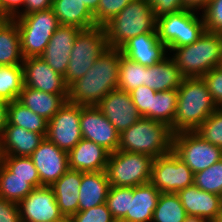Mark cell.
<instances>
[{"label": "cell", "mask_w": 222, "mask_h": 222, "mask_svg": "<svg viewBox=\"0 0 222 222\" xmlns=\"http://www.w3.org/2000/svg\"><path fill=\"white\" fill-rule=\"evenodd\" d=\"M121 54L120 49L108 47L86 74L68 87V101L96 106L110 91L117 89Z\"/></svg>", "instance_id": "6da1fadb"}, {"label": "cell", "mask_w": 222, "mask_h": 222, "mask_svg": "<svg viewBox=\"0 0 222 222\" xmlns=\"http://www.w3.org/2000/svg\"><path fill=\"white\" fill-rule=\"evenodd\" d=\"M178 90L173 134L195 131L219 107L202 77H185Z\"/></svg>", "instance_id": "7a4b0ae2"}, {"label": "cell", "mask_w": 222, "mask_h": 222, "mask_svg": "<svg viewBox=\"0 0 222 222\" xmlns=\"http://www.w3.org/2000/svg\"><path fill=\"white\" fill-rule=\"evenodd\" d=\"M168 54L184 77H202L220 65L222 34L205 30L194 43L172 48Z\"/></svg>", "instance_id": "3957f363"}, {"label": "cell", "mask_w": 222, "mask_h": 222, "mask_svg": "<svg viewBox=\"0 0 222 222\" xmlns=\"http://www.w3.org/2000/svg\"><path fill=\"white\" fill-rule=\"evenodd\" d=\"M171 128L160 121L141 117L120 133L118 150L160 157L172 151Z\"/></svg>", "instance_id": "277c9868"}, {"label": "cell", "mask_w": 222, "mask_h": 222, "mask_svg": "<svg viewBox=\"0 0 222 222\" xmlns=\"http://www.w3.org/2000/svg\"><path fill=\"white\" fill-rule=\"evenodd\" d=\"M104 28L108 46L120 49L131 38L144 33H155L156 17L145 0H132Z\"/></svg>", "instance_id": "5b68a950"}, {"label": "cell", "mask_w": 222, "mask_h": 222, "mask_svg": "<svg viewBox=\"0 0 222 222\" xmlns=\"http://www.w3.org/2000/svg\"><path fill=\"white\" fill-rule=\"evenodd\" d=\"M108 47L104 26L97 25L81 29L74 40L70 61L64 75L66 85L69 87L82 78Z\"/></svg>", "instance_id": "8992f818"}, {"label": "cell", "mask_w": 222, "mask_h": 222, "mask_svg": "<svg viewBox=\"0 0 222 222\" xmlns=\"http://www.w3.org/2000/svg\"><path fill=\"white\" fill-rule=\"evenodd\" d=\"M14 19L17 22L24 59L40 57L60 26L52 9L17 15Z\"/></svg>", "instance_id": "52a82bcc"}, {"label": "cell", "mask_w": 222, "mask_h": 222, "mask_svg": "<svg viewBox=\"0 0 222 222\" xmlns=\"http://www.w3.org/2000/svg\"><path fill=\"white\" fill-rule=\"evenodd\" d=\"M197 14L196 11L183 10L156 18L158 38L168 51L194 43L205 32L203 16Z\"/></svg>", "instance_id": "ba28073f"}, {"label": "cell", "mask_w": 222, "mask_h": 222, "mask_svg": "<svg viewBox=\"0 0 222 222\" xmlns=\"http://www.w3.org/2000/svg\"><path fill=\"white\" fill-rule=\"evenodd\" d=\"M153 160L149 155L135 152L110 153L105 170L110 186L135 187L149 183Z\"/></svg>", "instance_id": "9c48e42d"}, {"label": "cell", "mask_w": 222, "mask_h": 222, "mask_svg": "<svg viewBox=\"0 0 222 222\" xmlns=\"http://www.w3.org/2000/svg\"><path fill=\"white\" fill-rule=\"evenodd\" d=\"M172 150L194 174L222 159V148L207 142L195 131L173 134Z\"/></svg>", "instance_id": "30bf717a"}, {"label": "cell", "mask_w": 222, "mask_h": 222, "mask_svg": "<svg viewBox=\"0 0 222 222\" xmlns=\"http://www.w3.org/2000/svg\"><path fill=\"white\" fill-rule=\"evenodd\" d=\"M150 183L160 193H177L194 184V173L172 150L153 160Z\"/></svg>", "instance_id": "8fae6325"}, {"label": "cell", "mask_w": 222, "mask_h": 222, "mask_svg": "<svg viewBox=\"0 0 222 222\" xmlns=\"http://www.w3.org/2000/svg\"><path fill=\"white\" fill-rule=\"evenodd\" d=\"M81 105L69 101L48 121L46 138L69 152L83 138L80 128Z\"/></svg>", "instance_id": "7c38bea8"}, {"label": "cell", "mask_w": 222, "mask_h": 222, "mask_svg": "<svg viewBox=\"0 0 222 222\" xmlns=\"http://www.w3.org/2000/svg\"><path fill=\"white\" fill-rule=\"evenodd\" d=\"M80 128L83 139L95 142L110 153L118 150L120 133L96 106H81Z\"/></svg>", "instance_id": "4fadbf2b"}, {"label": "cell", "mask_w": 222, "mask_h": 222, "mask_svg": "<svg viewBox=\"0 0 222 222\" xmlns=\"http://www.w3.org/2000/svg\"><path fill=\"white\" fill-rule=\"evenodd\" d=\"M21 222L68 220L60 212L55 194L50 186L34 188L20 203Z\"/></svg>", "instance_id": "5bb4252c"}, {"label": "cell", "mask_w": 222, "mask_h": 222, "mask_svg": "<svg viewBox=\"0 0 222 222\" xmlns=\"http://www.w3.org/2000/svg\"><path fill=\"white\" fill-rule=\"evenodd\" d=\"M29 157L38 170L43 186H51L69 169L68 152L46 137Z\"/></svg>", "instance_id": "9a60e30c"}, {"label": "cell", "mask_w": 222, "mask_h": 222, "mask_svg": "<svg viewBox=\"0 0 222 222\" xmlns=\"http://www.w3.org/2000/svg\"><path fill=\"white\" fill-rule=\"evenodd\" d=\"M96 107L121 133L142 116L132 102L130 93L119 88L110 91Z\"/></svg>", "instance_id": "2e32d148"}, {"label": "cell", "mask_w": 222, "mask_h": 222, "mask_svg": "<svg viewBox=\"0 0 222 222\" xmlns=\"http://www.w3.org/2000/svg\"><path fill=\"white\" fill-rule=\"evenodd\" d=\"M24 86L51 94H68L64 76L40 57H28L23 63Z\"/></svg>", "instance_id": "e0dca14e"}, {"label": "cell", "mask_w": 222, "mask_h": 222, "mask_svg": "<svg viewBox=\"0 0 222 222\" xmlns=\"http://www.w3.org/2000/svg\"><path fill=\"white\" fill-rule=\"evenodd\" d=\"M122 54L140 65L150 67L169 56L167 46L155 33H144L127 41L121 48Z\"/></svg>", "instance_id": "ac0fdd59"}, {"label": "cell", "mask_w": 222, "mask_h": 222, "mask_svg": "<svg viewBox=\"0 0 222 222\" xmlns=\"http://www.w3.org/2000/svg\"><path fill=\"white\" fill-rule=\"evenodd\" d=\"M80 30L76 26L60 25L40 56L54 71L63 76L67 71L74 40Z\"/></svg>", "instance_id": "d6986e66"}, {"label": "cell", "mask_w": 222, "mask_h": 222, "mask_svg": "<svg viewBox=\"0 0 222 222\" xmlns=\"http://www.w3.org/2000/svg\"><path fill=\"white\" fill-rule=\"evenodd\" d=\"M188 216L216 222L222 205V196L206 192L192 184L176 193Z\"/></svg>", "instance_id": "ffe728a7"}, {"label": "cell", "mask_w": 222, "mask_h": 222, "mask_svg": "<svg viewBox=\"0 0 222 222\" xmlns=\"http://www.w3.org/2000/svg\"><path fill=\"white\" fill-rule=\"evenodd\" d=\"M110 152L95 142L81 139L68 152L69 169L83 173L105 171Z\"/></svg>", "instance_id": "44dd1931"}, {"label": "cell", "mask_w": 222, "mask_h": 222, "mask_svg": "<svg viewBox=\"0 0 222 222\" xmlns=\"http://www.w3.org/2000/svg\"><path fill=\"white\" fill-rule=\"evenodd\" d=\"M160 191L150 182L130 187V204L120 222H152Z\"/></svg>", "instance_id": "7402d4cb"}, {"label": "cell", "mask_w": 222, "mask_h": 222, "mask_svg": "<svg viewBox=\"0 0 222 222\" xmlns=\"http://www.w3.org/2000/svg\"><path fill=\"white\" fill-rule=\"evenodd\" d=\"M45 137L15 125H6L0 139V156H30Z\"/></svg>", "instance_id": "603a6c76"}, {"label": "cell", "mask_w": 222, "mask_h": 222, "mask_svg": "<svg viewBox=\"0 0 222 222\" xmlns=\"http://www.w3.org/2000/svg\"><path fill=\"white\" fill-rule=\"evenodd\" d=\"M81 172L68 169L50 187L53 189L57 205L65 218H70L78 212L79 187Z\"/></svg>", "instance_id": "cb8c5ba5"}, {"label": "cell", "mask_w": 222, "mask_h": 222, "mask_svg": "<svg viewBox=\"0 0 222 222\" xmlns=\"http://www.w3.org/2000/svg\"><path fill=\"white\" fill-rule=\"evenodd\" d=\"M17 100L49 121L66 104L68 94H51L23 86Z\"/></svg>", "instance_id": "d4e9b609"}, {"label": "cell", "mask_w": 222, "mask_h": 222, "mask_svg": "<svg viewBox=\"0 0 222 222\" xmlns=\"http://www.w3.org/2000/svg\"><path fill=\"white\" fill-rule=\"evenodd\" d=\"M110 183L106 171L81 172L78 211H84L106 202Z\"/></svg>", "instance_id": "484cf974"}, {"label": "cell", "mask_w": 222, "mask_h": 222, "mask_svg": "<svg viewBox=\"0 0 222 222\" xmlns=\"http://www.w3.org/2000/svg\"><path fill=\"white\" fill-rule=\"evenodd\" d=\"M185 77L169 55L162 62L146 67L145 85L156 92L178 89Z\"/></svg>", "instance_id": "4316f807"}, {"label": "cell", "mask_w": 222, "mask_h": 222, "mask_svg": "<svg viewBox=\"0 0 222 222\" xmlns=\"http://www.w3.org/2000/svg\"><path fill=\"white\" fill-rule=\"evenodd\" d=\"M60 25L88 29L97 26L93 14L80 0H53L52 7Z\"/></svg>", "instance_id": "83f0119b"}, {"label": "cell", "mask_w": 222, "mask_h": 222, "mask_svg": "<svg viewBox=\"0 0 222 222\" xmlns=\"http://www.w3.org/2000/svg\"><path fill=\"white\" fill-rule=\"evenodd\" d=\"M23 61L16 20L0 18V66L22 65Z\"/></svg>", "instance_id": "f1b7e54d"}, {"label": "cell", "mask_w": 222, "mask_h": 222, "mask_svg": "<svg viewBox=\"0 0 222 222\" xmlns=\"http://www.w3.org/2000/svg\"><path fill=\"white\" fill-rule=\"evenodd\" d=\"M47 123L48 121L42 116L32 112L18 100L9 102L6 125L22 127L25 130L36 132L46 137Z\"/></svg>", "instance_id": "f546056e"}, {"label": "cell", "mask_w": 222, "mask_h": 222, "mask_svg": "<svg viewBox=\"0 0 222 222\" xmlns=\"http://www.w3.org/2000/svg\"><path fill=\"white\" fill-rule=\"evenodd\" d=\"M33 189L32 178L14 176L0 162V198L20 203Z\"/></svg>", "instance_id": "4dcf8cb0"}, {"label": "cell", "mask_w": 222, "mask_h": 222, "mask_svg": "<svg viewBox=\"0 0 222 222\" xmlns=\"http://www.w3.org/2000/svg\"><path fill=\"white\" fill-rule=\"evenodd\" d=\"M188 215L176 193H160L152 222H185Z\"/></svg>", "instance_id": "1f68e13d"}, {"label": "cell", "mask_w": 222, "mask_h": 222, "mask_svg": "<svg viewBox=\"0 0 222 222\" xmlns=\"http://www.w3.org/2000/svg\"><path fill=\"white\" fill-rule=\"evenodd\" d=\"M24 86L23 66H0V99L12 102L18 99Z\"/></svg>", "instance_id": "d6a6232c"}, {"label": "cell", "mask_w": 222, "mask_h": 222, "mask_svg": "<svg viewBox=\"0 0 222 222\" xmlns=\"http://www.w3.org/2000/svg\"><path fill=\"white\" fill-rule=\"evenodd\" d=\"M177 101V89L156 92L152 102V120L165 123L171 128L174 124Z\"/></svg>", "instance_id": "836d02e7"}, {"label": "cell", "mask_w": 222, "mask_h": 222, "mask_svg": "<svg viewBox=\"0 0 222 222\" xmlns=\"http://www.w3.org/2000/svg\"><path fill=\"white\" fill-rule=\"evenodd\" d=\"M145 73L146 66L121 54L118 88L129 93L133 89L145 85Z\"/></svg>", "instance_id": "e575fe53"}, {"label": "cell", "mask_w": 222, "mask_h": 222, "mask_svg": "<svg viewBox=\"0 0 222 222\" xmlns=\"http://www.w3.org/2000/svg\"><path fill=\"white\" fill-rule=\"evenodd\" d=\"M0 162L12 173L14 176L21 178H32V186L34 188L42 187L38 170L36 169L32 159L28 156H0Z\"/></svg>", "instance_id": "d590c367"}, {"label": "cell", "mask_w": 222, "mask_h": 222, "mask_svg": "<svg viewBox=\"0 0 222 222\" xmlns=\"http://www.w3.org/2000/svg\"><path fill=\"white\" fill-rule=\"evenodd\" d=\"M194 184L203 191L222 196V159L195 173Z\"/></svg>", "instance_id": "8d00e7d4"}, {"label": "cell", "mask_w": 222, "mask_h": 222, "mask_svg": "<svg viewBox=\"0 0 222 222\" xmlns=\"http://www.w3.org/2000/svg\"><path fill=\"white\" fill-rule=\"evenodd\" d=\"M105 203L113 218L120 222L129 210L130 187L110 186Z\"/></svg>", "instance_id": "74e56055"}, {"label": "cell", "mask_w": 222, "mask_h": 222, "mask_svg": "<svg viewBox=\"0 0 222 222\" xmlns=\"http://www.w3.org/2000/svg\"><path fill=\"white\" fill-rule=\"evenodd\" d=\"M195 132L207 142L222 148V108L213 112Z\"/></svg>", "instance_id": "f35d334b"}, {"label": "cell", "mask_w": 222, "mask_h": 222, "mask_svg": "<svg viewBox=\"0 0 222 222\" xmlns=\"http://www.w3.org/2000/svg\"><path fill=\"white\" fill-rule=\"evenodd\" d=\"M132 0H100L97 11L93 14L95 24L104 26Z\"/></svg>", "instance_id": "ab89813d"}, {"label": "cell", "mask_w": 222, "mask_h": 222, "mask_svg": "<svg viewBox=\"0 0 222 222\" xmlns=\"http://www.w3.org/2000/svg\"><path fill=\"white\" fill-rule=\"evenodd\" d=\"M132 102L142 117L152 119V102L156 91L146 85L139 86L129 92Z\"/></svg>", "instance_id": "60d3db41"}, {"label": "cell", "mask_w": 222, "mask_h": 222, "mask_svg": "<svg viewBox=\"0 0 222 222\" xmlns=\"http://www.w3.org/2000/svg\"><path fill=\"white\" fill-rule=\"evenodd\" d=\"M68 220L69 222H117L107 208L106 203L84 211H78Z\"/></svg>", "instance_id": "b9f144b4"}, {"label": "cell", "mask_w": 222, "mask_h": 222, "mask_svg": "<svg viewBox=\"0 0 222 222\" xmlns=\"http://www.w3.org/2000/svg\"><path fill=\"white\" fill-rule=\"evenodd\" d=\"M202 16L206 31L222 34V0H211Z\"/></svg>", "instance_id": "7bdbcfd3"}, {"label": "cell", "mask_w": 222, "mask_h": 222, "mask_svg": "<svg viewBox=\"0 0 222 222\" xmlns=\"http://www.w3.org/2000/svg\"><path fill=\"white\" fill-rule=\"evenodd\" d=\"M209 93L219 108H222V68L217 66L202 76Z\"/></svg>", "instance_id": "ee69618b"}, {"label": "cell", "mask_w": 222, "mask_h": 222, "mask_svg": "<svg viewBox=\"0 0 222 222\" xmlns=\"http://www.w3.org/2000/svg\"><path fill=\"white\" fill-rule=\"evenodd\" d=\"M153 9L154 16H159L183 11V0H145Z\"/></svg>", "instance_id": "f6af8a7d"}, {"label": "cell", "mask_w": 222, "mask_h": 222, "mask_svg": "<svg viewBox=\"0 0 222 222\" xmlns=\"http://www.w3.org/2000/svg\"><path fill=\"white\" fill-rule=\"evenodd\" d=\"M0 222H21L18 203L0 198Z\"/></svg>", "instance_id": "bcb514c9"}, {"label": "cell", "mask_w": 222, "mask_h": 222, "mask_svg": "<svg viewBox=\"0 0 222 222\" xmlns=\"http://www.w3.org/2000/svg\"><path fill=\"white\" fill-rule=\"evenodd\" d=\"M23 6L24 0H0V18L14 19Z\"/></svg>", "instance_id": "7dc6e473"}, {"label": "cell", "mask_w": 222, "mask_h": 222, "mask_svg": "<svg viewBox=\"0 0 222 222\" xmlns=\"http://www.w3.org/2000/svg\"><path fill=\"white\" fill-rule=\"evenodd\" d=\"M53 0H24L23 10L18 15L51 9Z\"/></svg>", "instance_id": "c3c4849f"}, {"label": "cell", "mask_w": 222, "mask_h": 222, "mask_svg": "<svg viewBox=\"0 0 222 222\" xmlns=\"http://www.w3.org/2000/svg\"><path fill=\"white\" fill-rule=\"evenodd\" d=\"M211 0H183L184 10L204 11Z\"/></svg>", "instance_id": "681fc988"}, {"label": "cell", "mask_w": 222, "mask_h": 222, "mask_svg": "<svg viewBox=\"0 0 222 222\" xmlns=\"http://www.w3.org/2000/svg\"><path fill=\"white\" fill-rule=\"evenodd\" d=\"M9 102L0 99V139L3 135L4 128L7 124Z\"/></svg>", "instance_id": "f907efd6"}, {"label": "cell", "mask_w": 222, "mask_h": 222, "mask_svg": "<svg viewBox=\"0 0 222 222\" xmlns=\"http://www.w3.org/2000/svg\"><path fill=\"white\" fill-rule=\"evenodd\" d=\"M81 2H84L88 10L94 14L97 11L98 4L100 0H80Z\"/></svg>", "instance_id": "816d5d0a"}, {"label": "cell", "mask_w": 222, "mask_h": 222, "mask_svg": "<svg viewBox=\"0 0 222 222\" xmlns=\"http://www.w3.org/2000/svg\"><path fill=\"white\" fill-rule=\"evenodd\" d=\"M185 222H211V221L200 217L188 216Z\"/></svg>", "instance_id": "f5cc1de1"}, {"label": "cell", "mask_w": 222, "mask_h": 222, "mask_svg": "<svg viewBox=\"0 0 222 222\" xmlns=\"http://www.w3.org/2000/svg\"><path fill=\"white\" fill-rule=\"evenodd\" d=\"M216 222H222V205H221V210L219 212V216H218V219L216 220Z\"/></svg>", "instance_id": "db71d44e"}, {"label": "cell", "mask_w": 222, "mask_h": 222, "mask_svg": "<svg viewBox=\"0 0 222 222\" xmlns=\"http://www.w3.org/2000/svg\"><path fill=\"white\" fill-rule=\"evenodd\" d=\"M44 222H69V220H52V221H44Z\"/></svg>", "instance_id": "11a10c76"}, {"label": "cell", "mask_w": 222, "mask_h": 222, "mask_svg": "<svg viewBox=\"0 0 222 222\" xmlns=\"http://www.w3.org/2000/svg\"><path fill=\"white\" fill-rule=\"evenodd\" d=\"M219 67L222 68V57H221V62H220Z\"/></svg>", "instance_id": "9f6ffc18"}]
</instances>
